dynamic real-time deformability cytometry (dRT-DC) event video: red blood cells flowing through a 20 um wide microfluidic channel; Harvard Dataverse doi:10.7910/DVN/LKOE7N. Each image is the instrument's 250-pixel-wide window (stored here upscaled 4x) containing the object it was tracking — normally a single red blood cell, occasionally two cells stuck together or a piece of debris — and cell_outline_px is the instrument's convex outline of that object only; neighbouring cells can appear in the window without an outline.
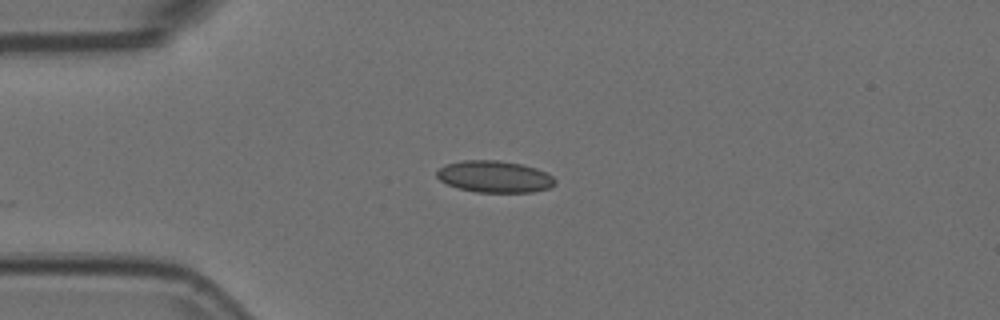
{"species": "Egyptian fruit bat (a non-hibernating species)", "species_latin": "Rousettus aegyptiacus", "temperature_condition": "room temperature", "stored_images_in_passage": 24, "camera_frame_rate_fps": 3000, "um_per_image_px": 0.085, "animal": {"sex": "female"}, "frame": {"image": 1, "passage_image": 1, "time_ms": 0.0, "image_size_px": [1000, 320], "cell_outline_px": [[556, 184], [548, 188], [532, 192], [476, 192], [460, 188], [448, 184], [440, 180], [436, 176], [436, 172], [444, 164], [460, 160], [500, 160], [520, 164], [536, 168], [552, 176], [556, 180]], "centroid_in_image_um": [42.02, 15.0], "position_along_channel_um": 43.0, "area_um2": 21.85}}
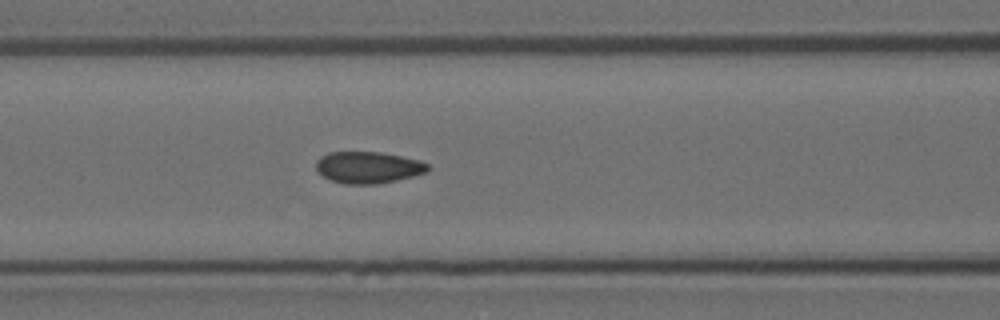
{"frame": {"image": 2, "passage_image": 10, "time_ms": 3.0, "image_size_px": [1000, 320], "cell_outline_px": [[432, 168], [428, 172], [396, 180], [376, 184], [344, 184], [332, 180], [316, 172], [316, 160], [320, 156], [328, 152], [380, 152], [420, 160], [428, 164]], "centroid_in_image_um": [31.29, 14.22], "position_along_channel_um": 135.3, "area_um2": 20.75}}
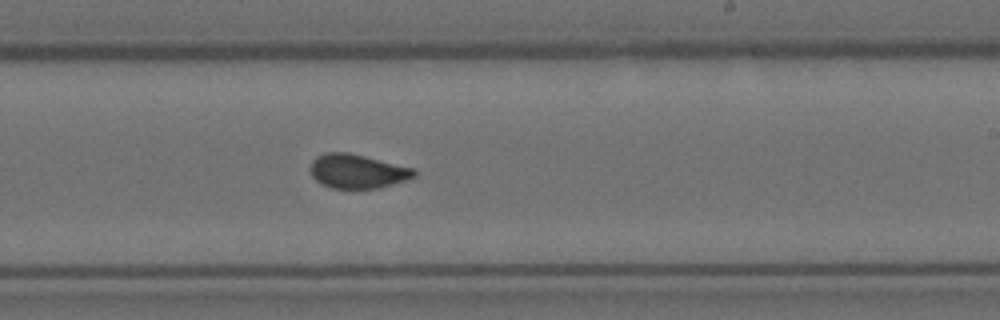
{"frame": {"image": 3, "passage_image": 20, "time_ms": 6.333, "image_size_px": [1000, 320], "cell_outline_px": [[416, 176], [380, 188], [332, 188], [320, 184], [312, 176], [308, 168], [312, 160], [316, 156], [324, 152], [348, 152], [416, 168]], "centroid_in_image_um": [30.34, 14.54], "position_along_channel_um": 258.7, "area_um2": 20.87}}